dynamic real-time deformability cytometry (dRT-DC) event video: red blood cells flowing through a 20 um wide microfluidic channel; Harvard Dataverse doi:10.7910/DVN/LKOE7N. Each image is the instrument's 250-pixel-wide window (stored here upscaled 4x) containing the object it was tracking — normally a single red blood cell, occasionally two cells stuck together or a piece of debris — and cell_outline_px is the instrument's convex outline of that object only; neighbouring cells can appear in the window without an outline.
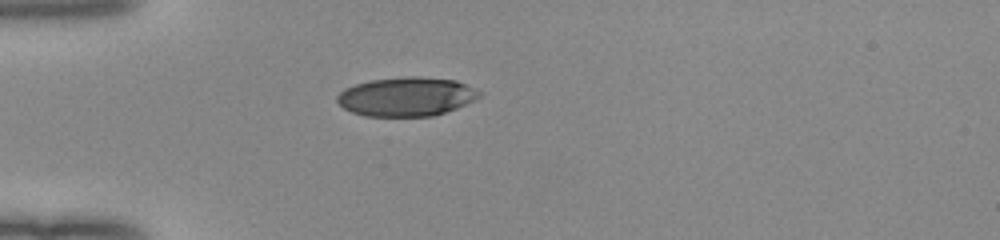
{"species": "human", "species_latin": "Homo sapiens", "temperature_condition": "room temperature", "stored_images_in_passage": 37, "camera_frame_rate_fps": 3000, "um_per_image_px": 0.085, "donor": {"sex": "female"}, "frame": {"image": 1, "passage_image": 1, "time_ms": 0.0, "image_size_px": [1000, 240], "cell_outline_px": [[484, 92], [480, 96], [456, 108], [432, 116], [364, 116], [352, 112], [344, 108], [336, 100], [336, 96], [344, 88], [356, 84], [372, 80], [412, 76], [420, 76], [456, 80]], "centroid_in_image_um": [34.54, 8.21], "position_along_channel_um": 50.5, "area_um2": 32.19}}
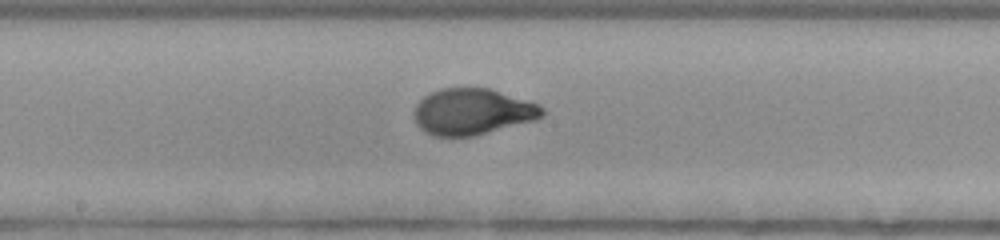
{"frame": {"image": 2, "passage_image": 14, "time_ms": 4.333, "image_size_px": [1000, 240], "cell_outline_px": [[544, 116], [536, 120], [472, 136], [432, 136], [424, 132], [416, 124], [412, 112], [416, 104], [424, 96], [440, 88], [488, 88], [536, 104], [544, 108]], "centroid_in_image_um": [40.1, 9.5], "position_along_channel_um": 208.1, "area_um2": 34.39}}
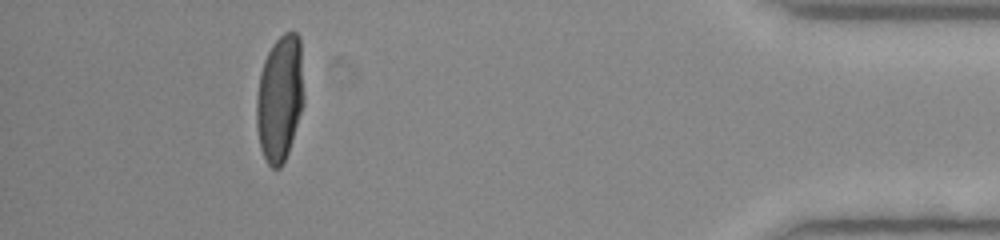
{"frame": {"image": 3, "passage_image": 33, "time_ms": 10.667, "image_size_px": [1000, 240], "cell_outline_px": [[304, 104], [288, 152], [280, 168], [272, 168], [268, 164], [260, 148], [256, 124], [256, 96], [260, 72], [264, 60], [272, 44], [284, 32], [296, 32], [300, 36], [304, 96]], "centroid_in_image_um": [23.78, 8.33], "position_along_channel_um": 411.4, "area_um2": 35.2}, "authors_computed_cell_mechanics": {"area_um2": 34.6222, "velocity_mm_per_s": 4.0284, "shape_relaxation_time_tau1_ms": 3.8199, "shape_relaxation_time_tau2_ms": null, "deformation_change_tau1": 0.1992, "deformation_change_tau2": null}}